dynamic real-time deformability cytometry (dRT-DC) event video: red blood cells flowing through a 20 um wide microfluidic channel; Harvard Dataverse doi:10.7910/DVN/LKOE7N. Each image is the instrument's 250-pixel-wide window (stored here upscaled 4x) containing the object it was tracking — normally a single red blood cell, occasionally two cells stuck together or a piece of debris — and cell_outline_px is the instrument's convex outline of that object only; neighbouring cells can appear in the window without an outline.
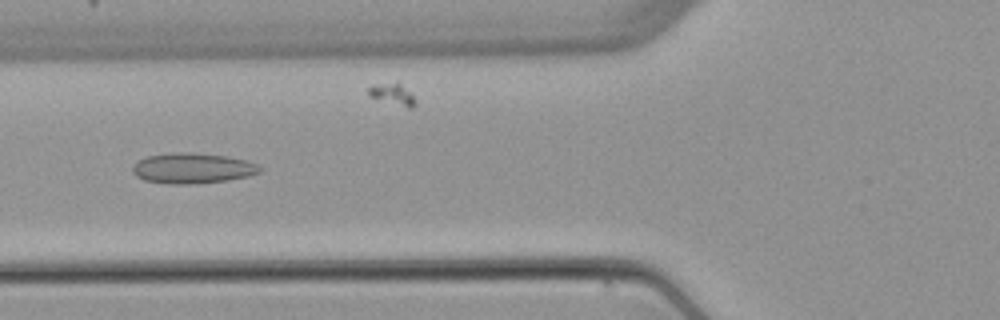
{"species": "common noctule bat (a hibernating species)", "species_latin": "Nyctalus noctula", "temperature_condition": "warm", "stored_images_in_passage": 6, "camera_frame_rate_fps": 3000, "um_per_image_px": 0.085, "animal": {"sex": "female", "body_mass_g": 22.7, "forearm_length_mm": 54.2}, "frame": {"image": 1, "passage_image": 3, "time_ms": 2.333, "image_size_px": [1000, 320], "cell_outline_px": [[264, 168], [260, 172], [248, 176], [228, 180], [188, 184], [172, 184], [144, 180], [136, 176], [132, 172], [132, 164], [148, 156], [172, 152], [192, 152], [228, 156], [260, 164]], "centroid_in_image_um": [16.38, 14.29], "position_along_channel_um": 109.4, "area_um2": 22.72}}
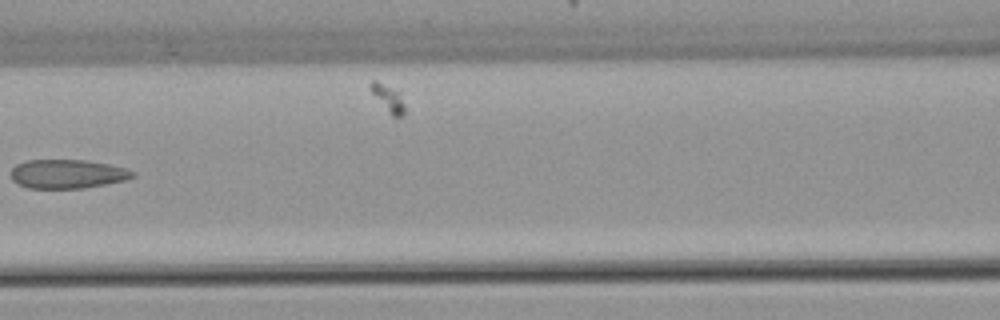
{"frame": {"image": 2, "passage_image": 4, "time_ms": 3.667, "image_size_px": [1000, 320], "cell_outline_px": [[136, 176], [124, 180], [84, 188], [28, 188], [12, 180], [12, 168], [16, 164], [28, 160], [88, 160], [108, 164], [124, 168], [136, 172]], "centroid_in_image_um": [5.74, 14.78], "position_along_channel_um": 160.9, "area_um2": 20.4}}